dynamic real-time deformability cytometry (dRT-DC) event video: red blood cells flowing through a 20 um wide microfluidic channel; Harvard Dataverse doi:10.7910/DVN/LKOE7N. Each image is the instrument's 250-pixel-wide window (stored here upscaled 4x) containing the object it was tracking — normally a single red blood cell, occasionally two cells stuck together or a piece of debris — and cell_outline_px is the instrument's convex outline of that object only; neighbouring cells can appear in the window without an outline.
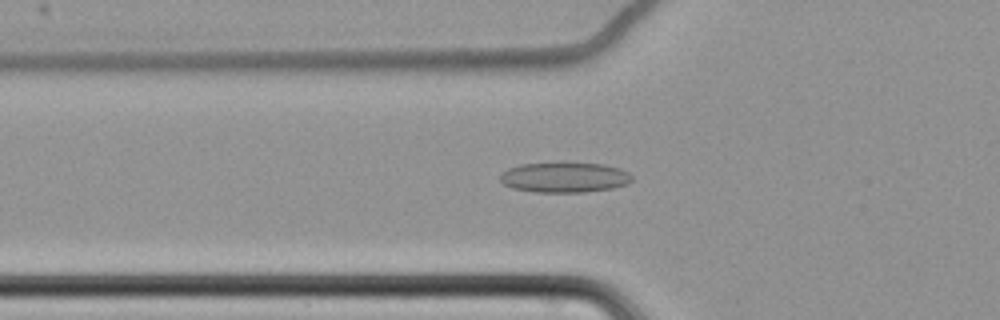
{"species": "common noctule bat (a hibernating species)", "species_latin": "Nyctalus noctula", "temperature_condition": "cold", "stored_images_in_passage": 50, "camera_frame_rate_fps": 3000, "um_per_image_px": 0.085, "animal": {"sex": "female", "body_mass_g": 22.7, "forearm_length_mm": 54.2}, "frame": {"image": 1, "passage_image": 13, "time_ms": 4.0, "image_size_px": [1000, 320], "cell_outline_px": [[632, 180], [628, 184], [612, 188], [584, 192], [536, 192], [512, 188], [504, 184], [500, 180], [500, 172], [508, 168], [520, 164], [560, 160], [564, 160], [604, 164], [620, 168], [628, 172], [632, 176]], "centroid_in_image_um": [47.97, 15.02], "position_along_channel_um": 77.8, "area_um2": 24.22}}
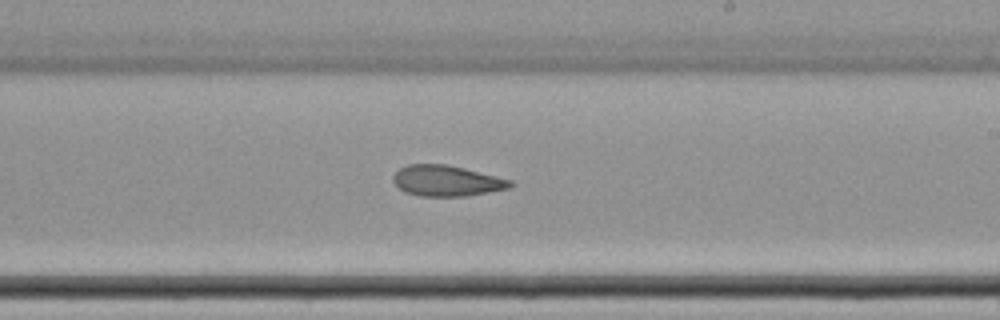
{"frame": {"image": 2, "passage_image": 28, "time_ms": 9.0, "image_size_px": [1000, 320], "cell_outline_px": [[516, 184], [512, 188], [468, 196], [420, 196], [404, 192], [392, 180], [392, 176], [400, 168], [408, 164], [444, 164], [464, 168], [512, 180]], "centroid_in_image_um": [38.0, 15.37], "position_along_channel_um": 251.0, "area_um2": 21.15}}
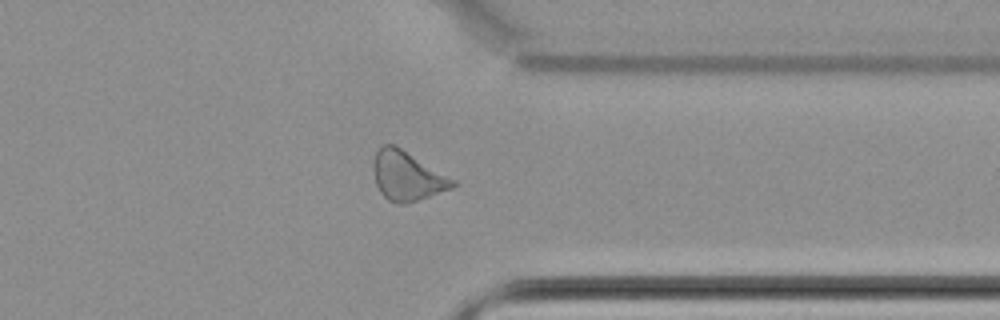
{"frame": {"image": 3, "passage_image": 39, "time_ms": 12.667, "image_size_px": [1000, 320], "cell_outline_px": [[456, 184], [452, 188], [404, 204], [396, 204], [388, 200], [380, 192], [376, 184], [372, 168], [376, 152], [384, 144], [396, 144], [456, 180]], "centroid_in_image_um": [34.59, 14.94], "position_along_channel_um": 376.8, "area_um2": 22.77}}